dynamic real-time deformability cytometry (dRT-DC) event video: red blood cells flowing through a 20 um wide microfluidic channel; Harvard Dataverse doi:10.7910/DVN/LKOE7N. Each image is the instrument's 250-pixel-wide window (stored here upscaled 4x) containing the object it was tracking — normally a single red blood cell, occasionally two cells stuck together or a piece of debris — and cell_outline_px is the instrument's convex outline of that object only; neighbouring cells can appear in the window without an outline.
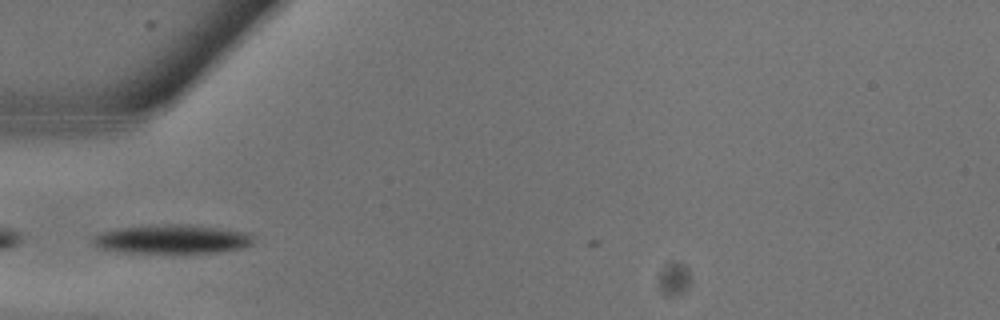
{"species": "common noctule bat (a hibernating species)", "species_latin": "Nyctalus noctula", "temperature_condition": "warm", "stored_images_in_passage": 4, "camera_frame_rate_fps": 3000, "um_per_image_px": 0.085, "animal": {"sex": "male", "body_mass_g": 13.3}, "frame": {"image": 1, "passage_image": 2, "time_ms": 0.333, "image_size_px": [1000, 320], "cell_outline_px": [[256, 240], [252, 244], [244, 248], [216, 252], [124, 252], [100, 248], [92, 244], [92, 240], [100, 232], [116, 228], [164, 224], [188, 224], [252, 232]], "centroid_in_image_um": [14.71, 20.31], "position_along_channel_um": 70.3, "area_um2": 27.17}}